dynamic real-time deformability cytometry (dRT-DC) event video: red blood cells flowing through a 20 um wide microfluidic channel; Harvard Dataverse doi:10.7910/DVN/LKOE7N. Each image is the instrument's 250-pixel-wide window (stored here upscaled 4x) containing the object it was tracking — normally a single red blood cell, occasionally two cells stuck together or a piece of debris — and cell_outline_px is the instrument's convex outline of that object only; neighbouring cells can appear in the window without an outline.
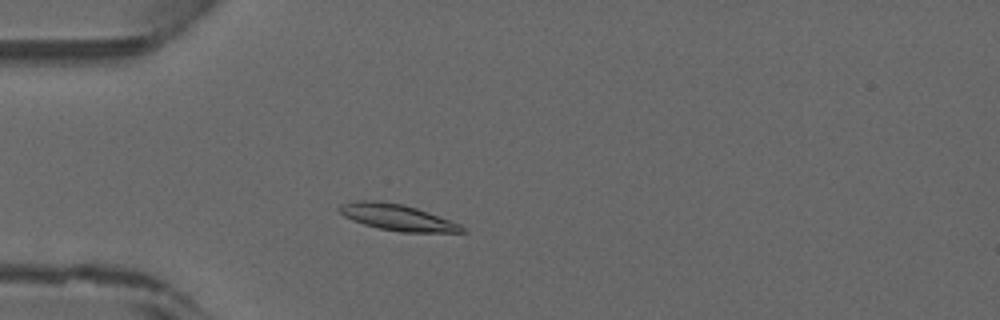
{"species": "common noctule bat (a hibernating species)", "species_latin": "Nyctalus noctula", "temperature_condition": "warm", "stored_images_in_passage": 42, "camera_frame_rate_fps": 3000, "um_per_image_px": 0.085, "animal": {"sex": "male", "forearm_length_mm": 52.5}, "frame": {"image": 1, "passage_image": 8, "time_ms": 2.333, "image_size_px": [1000, 320], "cell_outline_px": [[468, 232], [400, 232], [380, 228], [364, 224], [352, 220], [344, 216], [336, 208], [340, 204], [356, 200], [376, 200], [404, 204], [428, 212], [460, 224]], "centroid_in_image_um": [33.73, 18.46], "position_along_channel_um": 51.3, "area_um2": 18.73}}
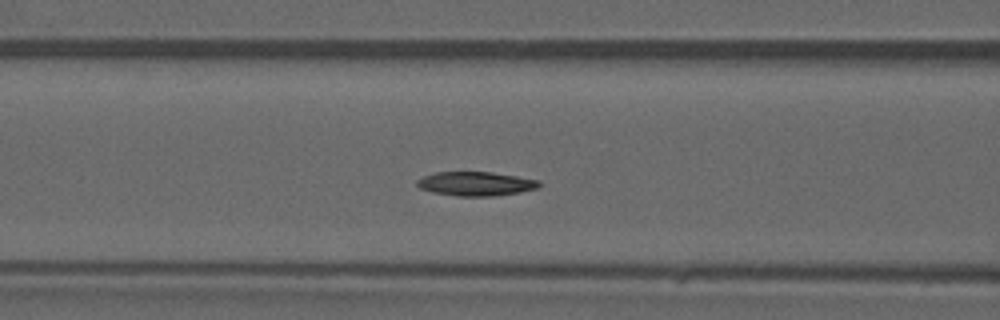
{"frame": {"image": 2, "passage_image": 14, "time_ms": 4.333, "image_size_px": [1000, 320], "cell_outline_px": [[540, 184], [536, 188], [520, 192], [492, 196], [456, 196], [432, 192], [420, 188], [416, 184], [416, 180], [424, 176], [436, 172], [492, 172], [540, 180]], "centroid_in_image_um": [40.42, 15.62], "position_along_channel_um": 126.2, "area_um2": 17.05}}
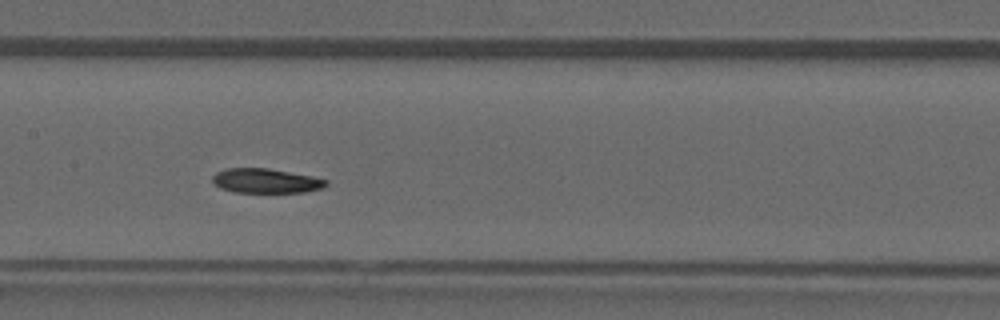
{"frame": {"image": 3, "passage_image": 18, "time_ms": 5.667, "image_size_px": [1000, 320], "cell_outline_px": [[328, 184], [324, 188], [304, 192], [232, 192], [220, 188], [212, 184], [212, 176], [216, 172], [224, 168], [268, 168], [312, 176], [328, 180]], "centroid_in_image_um": [22.57, 15.37], "position_along_channel_um": 184.8, "area_um2": 16.42}}